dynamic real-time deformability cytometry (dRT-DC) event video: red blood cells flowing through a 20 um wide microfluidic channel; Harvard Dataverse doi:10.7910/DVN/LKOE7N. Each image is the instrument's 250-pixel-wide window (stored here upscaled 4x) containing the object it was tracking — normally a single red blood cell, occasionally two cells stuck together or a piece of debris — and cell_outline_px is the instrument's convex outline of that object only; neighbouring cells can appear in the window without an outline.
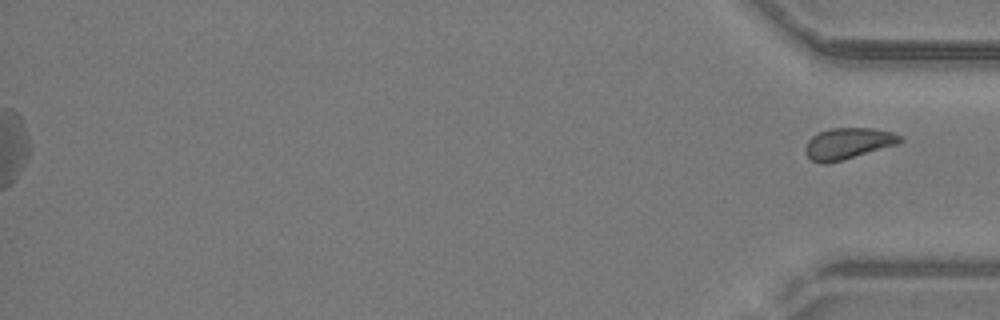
{"species": "common noctule bat (a hibernating species)", "species_latin": "Nyctalus noctula", "temperature_condition": "warm", "stored_images_in_passage": 48, "segment_of_instrument_passage": [2, 2], "camera_frame_rate_fps": 3000, "um_per_image_px": 0.085, "animal": {"sex": "male", "body_mass_g": 19.2, "forearm_length_mm": 51.8}, "frame": {"image": 1, "passage_image": 48, "time_ms": 15.667, "image_size_px": [1000, 320], "cell_outline_px": [[904, 140], [900, 144], [844, 160], [824, 164], [820, 164], [812, 160], [804, 152], [804, 148], [808, 140], [812, 136], [820, 132], [832, 128], [872, 128], [892, 132], [900, 136]], "centroid_in_image_um": [72.1, 12.21], "position_along_channel_um": 363.1, "area_um2": 17.46}}